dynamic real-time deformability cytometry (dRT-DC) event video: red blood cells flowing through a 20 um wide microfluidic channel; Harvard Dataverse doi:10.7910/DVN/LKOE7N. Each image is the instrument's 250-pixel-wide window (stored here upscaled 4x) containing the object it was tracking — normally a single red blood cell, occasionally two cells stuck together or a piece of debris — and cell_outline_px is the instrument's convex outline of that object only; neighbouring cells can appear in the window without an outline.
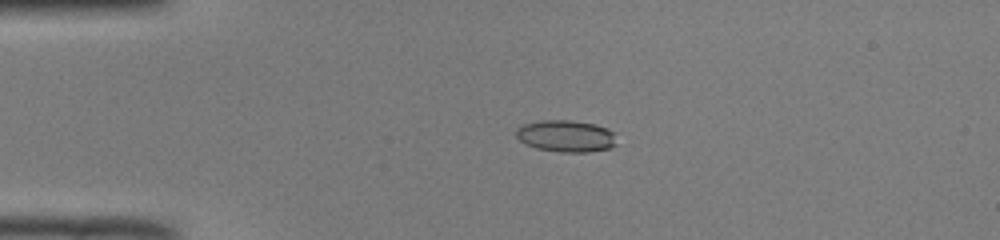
{"species": "common noctule bat (a hibernating species)", "species_latin": "Nyctalus noctula", "temperature_condition": "room temperature", "stored_images_in_passage": 51, "camera_frame_rate_fps": 3000, "um_per_image_px": 0.085, "animal": {"sex": "male", "body_mass_g": 19.0, "forearm_length_mm": 50.8}, "frame": {"image": 1, "passage_image": 12, "time_ms": 3.667, "image_size_px": [1000, 240], "cell_outline_px": [[616, 144], [612, 148], [588, 152], [564, 152], [536, 148], [524, 144], [516, 136], [516, 128], [520, 124], [540, 120], [568, 120], [596, 124], [608, 128], [612, 132]], "centroid_in_image_um": [48.08, 11.56], "position_along_channel_um": 36.9, "area_um2": 18.79}}
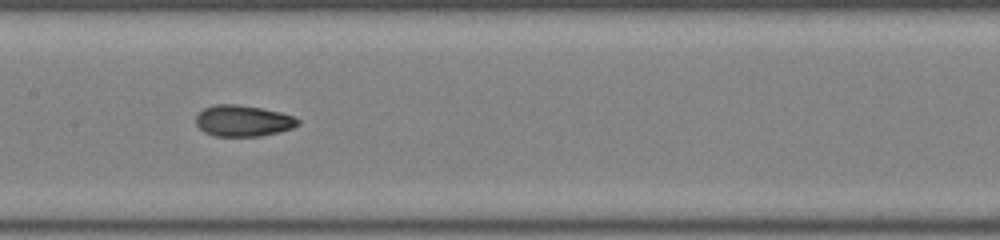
{"frame": {"image": 2, "passage_image": 26, "time_ms": 8.333, "image_size_px": [1000, 240], "cell_outline_px": [[300, 124], [292, 128], [260, 136], [212, 136], [204, 132], [196, 124], [196, 116], [204, 108], [216, 104], [236, 104], [260, 108], [280, 112], [292, 116], [300, 120]], "centroid_in_image_um": [20.64, 10.27], "position_along_channel_um": 186.8, "area_um2": 18.44}}
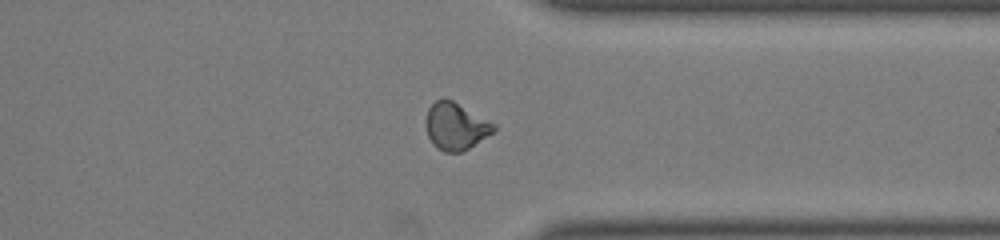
{"frame": {"image": 3, "passage_image": 40, "time_ms": 13.0, "image_size_px": [1000, 240], "cell_outline_px": [[496, 128], [492, 132], [468, 148], [460, 152], [444, 152], [436, 148], [432, 144], [428, 136], [428, 108], [436, 100], [444, 96], [452, 100], [496, 124]], "centroid_in_image_um": [38.73, 10.72], "position_along_channel_um": 372.7, "area_um2": 18.26}, "authors_computed_cell_mechanics": {"area_um2": 18.4382, "velocity_mm_per_s": 4.0183, "shape_relaxation_time_tau1_ms": 2.8222, "shape_relaxation_time_tau2_ms": 1.5224, "deformation_change_tau1": 0.1547, "deformation_change_tau2": 0.071}}